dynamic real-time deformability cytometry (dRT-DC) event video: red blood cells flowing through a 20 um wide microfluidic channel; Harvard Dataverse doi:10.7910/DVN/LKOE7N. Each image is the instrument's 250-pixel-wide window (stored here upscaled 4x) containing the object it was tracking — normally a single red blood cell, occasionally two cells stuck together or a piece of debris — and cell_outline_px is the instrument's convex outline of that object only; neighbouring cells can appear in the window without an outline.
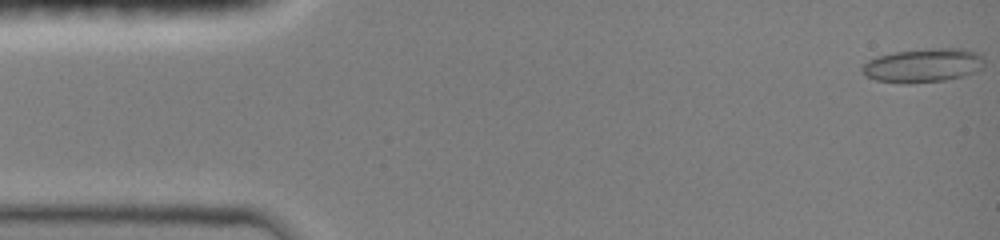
{"species": "common noctule bat (a hibernating species)", "species_latin": "Nyctalus noctula", "temperature_condition": "room temperature", "stored_images_in_passage": 36, "camera_frame_rate_fps": 3000, "um_per_image_px": 0.085, "animal": {"sex": "female", "body_mass_g": 19.0, "forearm_length_mm": 51.5}, "frame": {"image": 1, "passage_image": 1, "time_ms": 0.0, "image_size_px": [1000, 240], "cell_outline_px": [[984, 68], [976, 72], [964, 76], [944, 80], [908, 84], [904, 84], [876, 80], [864, 76], [860, 72], [860, 68], [868, 60], [880, 56], [896, 52], [932, 48], [960, 48], [976, 52], [984, 60]], "centroid_in_image_um": [78.46, 5.57], "position_along_channel_um": 6.5, "area_um2": 24.28}}
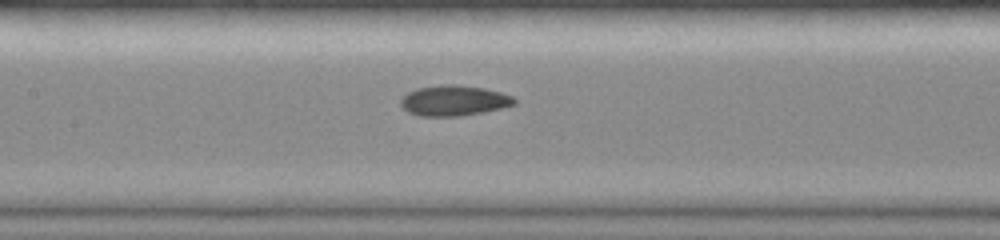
{"frame": {"image": 2, "passage_image": 16, "time_ms": 5.0, "image_size_px": [1000, 240], "cell_outline_px": [[516, 104], [484, 112], [460, 116], [420, 116], [408, 112], [400, 104], [400, 100], [408, 92], [416, 88], [440, 84], [456, 84], [484, 88], [500, 92], [512, 96], [516, 100]], "centroid_in_image_um": [38.57, 8.54], "position_along_channel_um": 168.8, "area_um2": 20.23}}
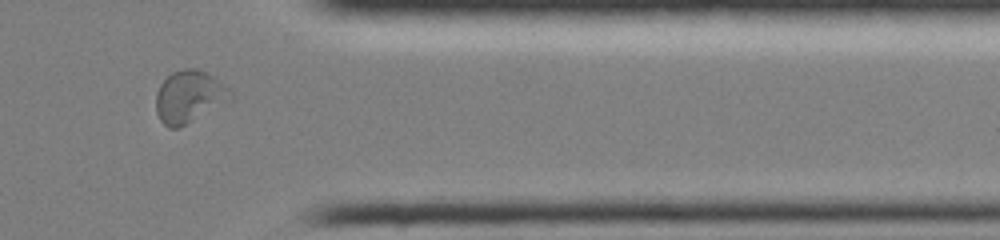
{"frame": {"image": 3, "passage_image": 30, "time_ms": 9.667, "image_size_px": [1000, 240], "cell_outline_px": [[232, 100], [180, 128], [168, 128], [160, 120], [156, 112], [156, 92], [160, 84], [172, 72], [184, 68], [196, 68], [208, 72], [224, 84], [232, 92]], "centroid_in_image_um": [16.09, 8.22], "position_along_channel_um": 395.3, "area_um2": 23.0}, "authors_computed_cell_mechanics": {"area_um2": 20.23, "velocity_mm_per_s": 4.1233, "shape_relaxation_time_tau1_ms": 5.2234, "shape_relaxation_time_tau2_ms": 1.6499, "deformation_change_tau1": 0.1472, "deformation_change_tau2": 0.0579}}